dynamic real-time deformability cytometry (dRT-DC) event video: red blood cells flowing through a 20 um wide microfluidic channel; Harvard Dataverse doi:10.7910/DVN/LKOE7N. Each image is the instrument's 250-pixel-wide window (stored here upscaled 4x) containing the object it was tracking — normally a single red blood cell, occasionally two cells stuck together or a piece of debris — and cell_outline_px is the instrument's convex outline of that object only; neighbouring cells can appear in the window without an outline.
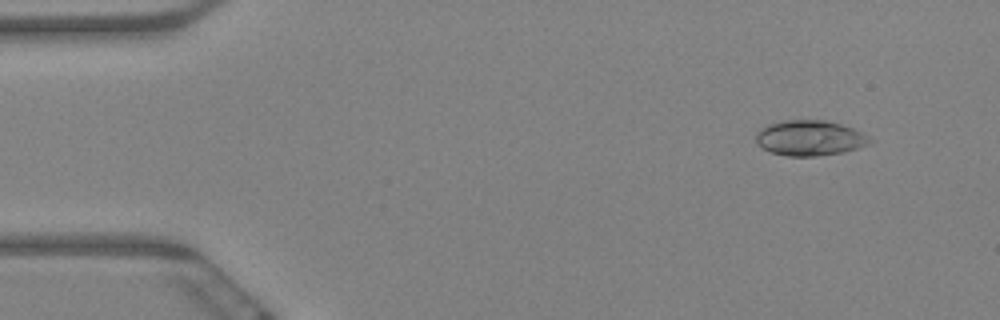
{"species": "Egyptian fruit bat (a non-hibernating species)", "species_latin": "Rousettus aegyptiacus", "temperature_condition": "warm", "stored_images_in_passage": 62, "segment_of_instrument_passage": [1, 2], "camera_frame_rate_fps": 3000, "um_per_image_px": 0.085, "animal": {"sex": "female"}, "frame": {"image": 1, "passage_image": 6, "time_ms": 1.667, "image_size_px": [1000, 320], "cell_outline_px": [[872, 140], [868, 144], [856, 148], [840, 152], [816, 156], [788, 156], [772, 152], [764, 148], [756, 140], [756, 136], [760, 128], [768, 124], [784, 120], [824, 120], [840, 124], [852, 128], [860, 132]], "centroid_in_image_um": [68.8, 11.72], "position_along_channel_um": 16.2, "area_um2": 22.95}}
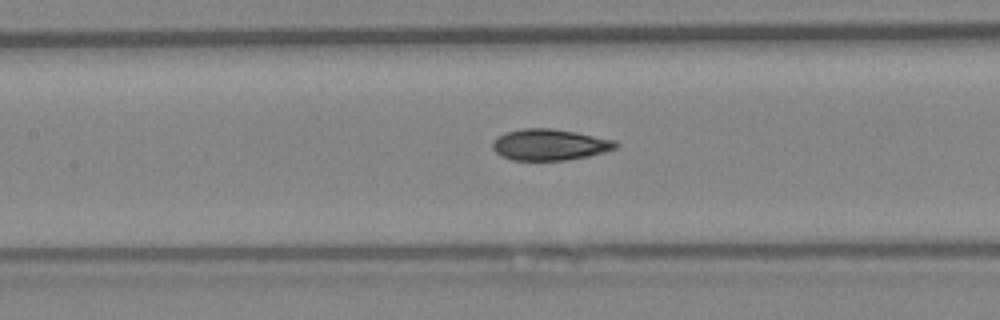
{"frame": {"image": 2, "passage_image": 28, "time_ms": 9.0, "image_size_px": [1000, 320], "cell_outline_px": [[620, 144], [616, 148], [604, 152], [588, 156], [568, 160], [512, 160], [496, 152], [492, 148], [492, 144], [500, 136], [508, 132], [524, 128], [552, 128], [576, 132], [616, 140]], "centroid_in_image_um": [46.79, 12.3], "position_along_channel_um": 160.6, "area_um2": 22.25}}
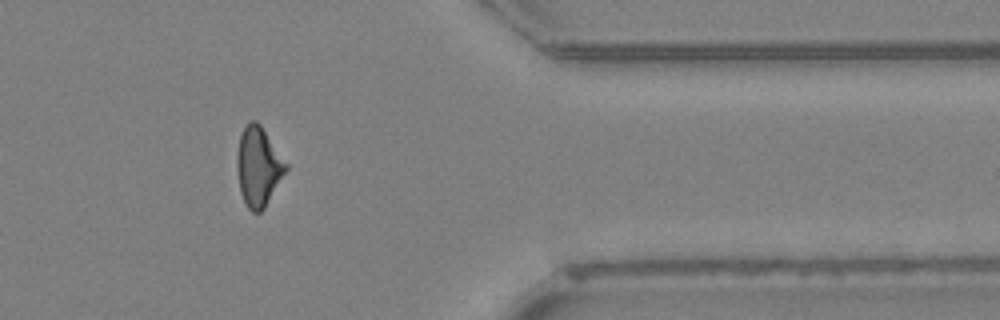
{"frame": {"image": 3, "passage_image": 50, "time_ms": 16.333, "image_size_px": [1000, 320], "cell_outline_px": [[288, 168], [264, 208], [260, 212], [252, 212], [244, 204], [240, 192], [236, 164], [236, 152], [240, 136], [244, 128], [252, 120], [256, 120], [260, 124], [288, 164]], "centroid_in_image_um": [21.95, 14.17], "position_along_channel_um": 389.5, "area_um2": 22.54}}